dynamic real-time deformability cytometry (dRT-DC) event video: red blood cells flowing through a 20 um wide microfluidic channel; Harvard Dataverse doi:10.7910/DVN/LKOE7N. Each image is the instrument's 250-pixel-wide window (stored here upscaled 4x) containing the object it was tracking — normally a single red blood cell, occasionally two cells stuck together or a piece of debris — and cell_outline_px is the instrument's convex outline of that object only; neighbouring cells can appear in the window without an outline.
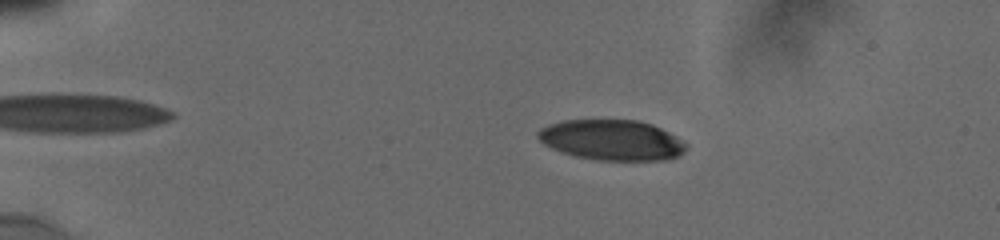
{"species": "human", "species_latin": "Homo sapiens", "temperature_condition": "cold", "stored_images_in_passage": 8, "camera_frame_rate_fps": 3000, "um_per_image_px": 0.085, "donor": {"sex": "male"}, "frame": {"image": 1, "passage_image": 3, "time_ms": 2.0, "image_size_px": [1000, 240], "cell_outline_px": [[688, 148], [680, 156], [672, 160], [596, 160], [576, 156], [552, 148], [544, 144], [536, 136], [536, 132], [540, 128], [564, 120], [636, 120], [652, 124], [676, 136], [688, 144]], "centroid_in_image_um": [52.05, 11.91], "position_along_channel_um": 32.9, "area_um2": 35.03}}
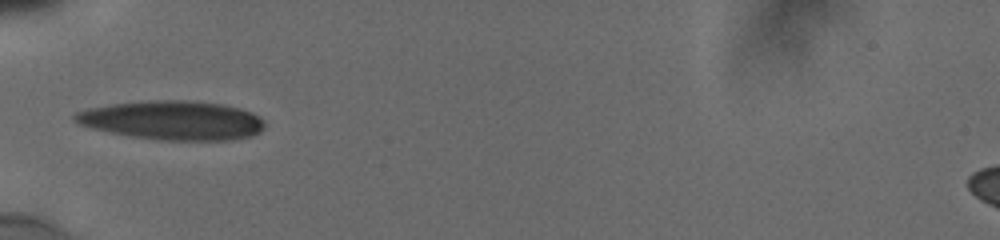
{"frame": {"image": 2, "passage_image": 6, "time_ms": 5.0, "image_size_px": [1000, 240], "cell_outline_px": [[264, 128], [260, 132], [252, 136], [228, 140], [156, 140], [132, 136], [92, 128], [80, 124], [72, 120], [72, 116], [76, 112], [88, 108], [112, 104], [148, 100], [184, 100], [220, 104], [240, 108], [252, 112], [260, 116], [264, 120]], "centroid_in_image_um": [14.68, 10.22], "position_along_channel_um": 70.3, "area_um2": 43.18}}
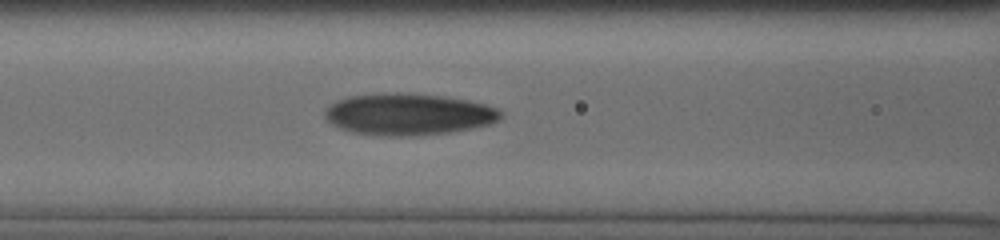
{"frame": {"image": 3, "passage_image": 8, "time_ms": 6.667, "image_size_px": [1000, 240], "cell_outline_px": [[500, 120], [488, 124], [472, 128], [448, 132], [416, 136], [380, 136], [352, 132], [340, 128], [332, 124], [324, 116], [324, 112], [336, 100], [348, 96], [396, 92], [400, 92], [444, 96], [468, 100], [500, 108]], "centroid_in_image_um": [34.71, 9.71], "position_along_channel_um": 131.9, "area_um2": 42.77}}